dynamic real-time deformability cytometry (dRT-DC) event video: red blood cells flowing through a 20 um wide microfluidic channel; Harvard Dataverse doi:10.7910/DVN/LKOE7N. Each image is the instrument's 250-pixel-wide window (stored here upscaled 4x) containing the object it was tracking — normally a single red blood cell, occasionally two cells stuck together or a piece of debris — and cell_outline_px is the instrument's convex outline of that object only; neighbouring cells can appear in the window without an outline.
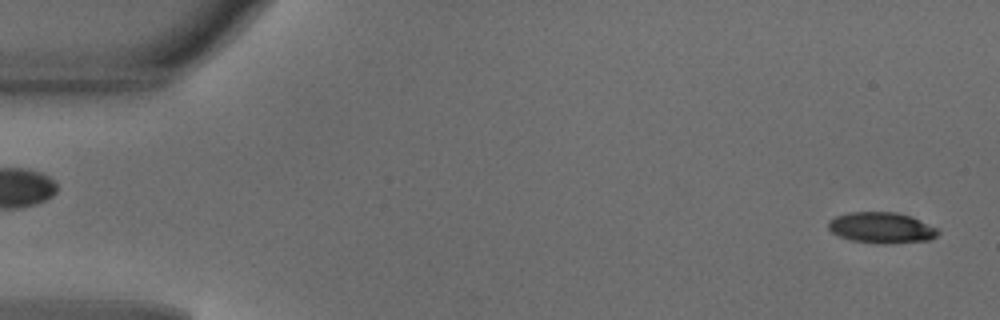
{"species": "common noctule bat (a hibernating species)", "species_latin": "Nyctalus noctula", "temperature_condition": "warm", "stored_images_in_passage": 5, "camera_frame_rate_fps": 3000, "um_per_image_px": 0.085, "animal": {"sex": "male", "body_mass_g": 18.8}, "frame": {"image": 1, "passage_image": 1, "time_ms": 0.0, "image_size_px": [1000, 320], "cell_outline_px": [[940, 232], [932, 240], [892, 244], [876, 244], [848, 240], [832, 232], [828, 228], [828, 220], [836, 216], [848, 212], [896, 212], [912, 216], [936, 228]], "centroid_in_image_um": [74.93, 19.37], "position_along_channel_um": 10.1, "area_um2": 20.11}}